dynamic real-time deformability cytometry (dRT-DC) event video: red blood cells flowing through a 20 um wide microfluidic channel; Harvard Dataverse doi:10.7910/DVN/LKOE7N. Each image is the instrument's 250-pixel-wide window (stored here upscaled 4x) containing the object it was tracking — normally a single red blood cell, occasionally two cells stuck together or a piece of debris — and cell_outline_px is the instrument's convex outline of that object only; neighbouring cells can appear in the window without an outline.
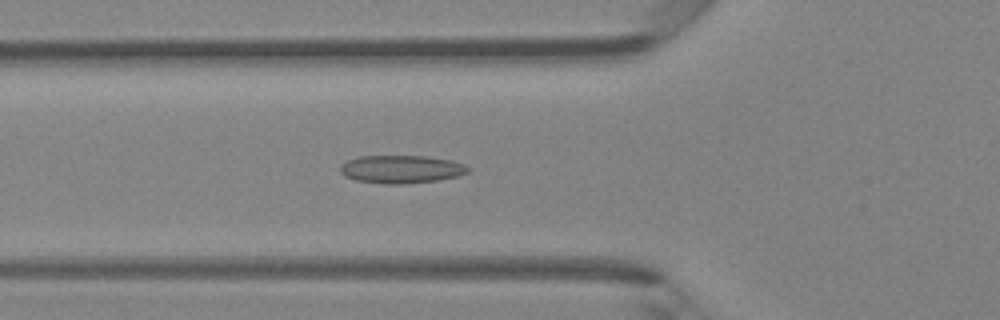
{"species": "Egyptian fruit bat (a non-hibernating species)", "species_latin": "Rousettus aegyptiacus", "temperature_condition": "room temperature", "stored_images_in_passage": 47, "camera_frame_rate_fps": 3000, "um_per_image_px": 0.085, "animal": {"sex": "female"}, "frame": {"image": 1, "passage_image": 17, "time_ms": 5.333, "image_size_px": [1000, 320], "cell_outline_px": [[468, 172], [456, 176], [436, 180], [404, 184], [384, 184], [356, 180], [344, 176], [340, 172], [340, 164], [348, 160], [360, 156], [428, 156], [452, 160], [464, 164], [468, 168]], "centroid_in_image_um": [34.07, 14.38], "position_along_channel_um": 91.7, "area_um2": 20.81}}
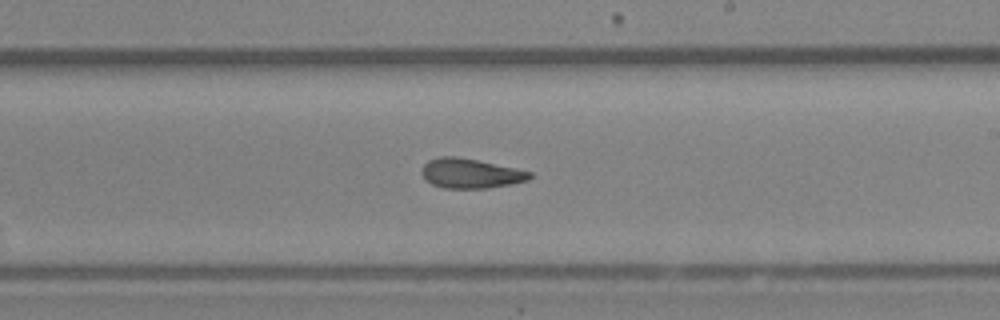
{"frame": {"image": 2, "passage_image": 28, "time_ms": 9.0, "image_size_px": [1000, 320], "cell_outline_px": [[532, 176], [528, 180], [488, 188], [444, 188], [432, 184], [424, 180], [420, 172], [424, 164], [428, 160], [440, 156], [456, 156], [516, 168], [532, 172]], "centroid_in_image_um": [39.95, 14.73], "position_along_channel_um": 249.1, "area_um2": 18.67}}
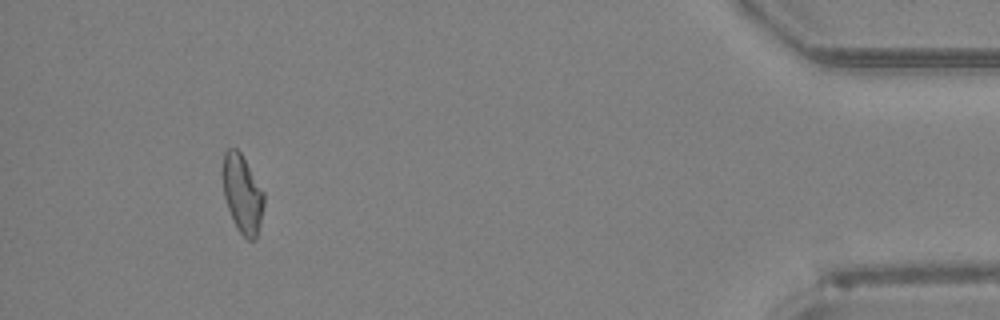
{"frame": {"image": 3, "passage_image": 44, "time_ms": 14.333, "image_size_px": [1000, 320], "cell_outline_px": [[264, 204], [260, 224], [256, 240], [248, 240], [240, 232], [228, 208], [224, 196], [220, 172], [224, 152], [228, 148], [236, 148], [240, 152], [264, 192]], "centroid_in_image_um": [20.57, 16.44], "position_along_channel_um": 414.6, "area_um2": 18.9}, "authors_computed_cell_mechanics": {"area_um2": 19.4786, "velocity_mm_per_s": 4.305, "shape_relaxation_time_tau1_ms": null, "shape_relaxation_time_tau2_ms": 2.2316, "deformation_change_tau1": null, "deformation_change_tau2": 0.0987}}